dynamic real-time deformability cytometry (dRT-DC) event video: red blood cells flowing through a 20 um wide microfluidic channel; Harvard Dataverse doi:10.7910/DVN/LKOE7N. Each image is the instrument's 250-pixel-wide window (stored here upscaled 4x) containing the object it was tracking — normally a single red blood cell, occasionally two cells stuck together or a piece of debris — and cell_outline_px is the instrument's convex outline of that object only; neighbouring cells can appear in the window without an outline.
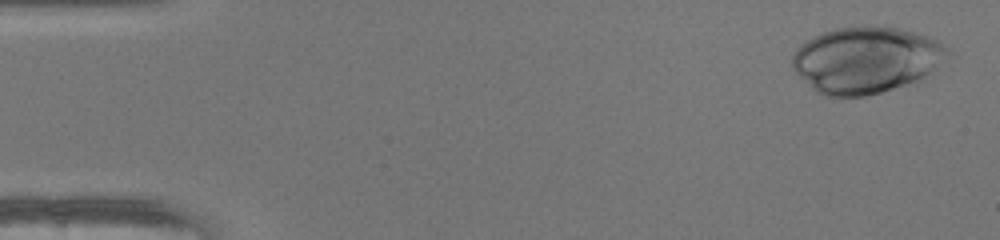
{"species": "human", "species_latin": "Homo sapiens", "temperature_condition": "warm", "stored_images_in_passage": 37, "camera_frame_rate_fps": 3000, "um_per_image_px": 0.085, "donor": {"sex": "female"}, "frame": {"image": 1, "passage_image": 2, "time_ms": 0.333, "image_size_px": [1000, 240], "cell_outline_px": [[948, 56], [936, 68], [924, 76], [916, 80], [880, 92], [864, 96], [824, 96], [816, 92], [792, 68], [792, 56], [796, 48], [800, 44], [824, 32], [836, 28], [896, 28], [928, 36], [940, 40], [948, 48]], "centroid_in_image_um": [73.6, 5.11], "position_along_channel_um": 11.4, "area_um2": 59.01}}
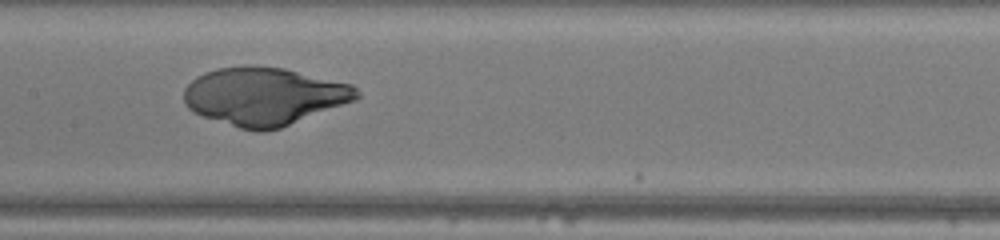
{"frame": {"image": 2, "passage_image": 24, "time_ms": 7.667, "image_size_px": [1000, 240], "cell_outline_px": [[360, 96], [356, 100], [280, 128], [264, 132], [256, 132], [240, 128], [204, 116], [188, 108], [184, 104], [184, 88], [196, 76], [204, 72], [220, 68], [244, 64], [252, 64], [284, 68], [352, 84], [360, 92]], "centroid_in_image_um": [22.46, 8.17], "position_along_channel_um": 184.9, "area_um2": 58.55}}
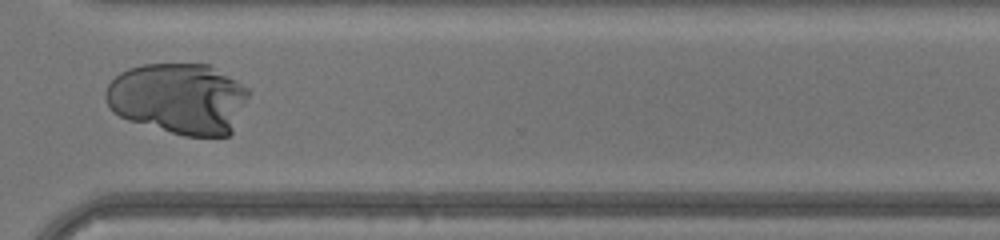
{"frame": {"image": 3, "passage_image": 36, "time_ms": 11.667, "image_size_px": [1000, 240], "cell_outline_px": [[248, 96], [232, 132], [228, 136], [184, 136], [128, 120], [112, 112], [104, 96], [104, 92], [108, 84], [120, 72], [128, 68], [144, 64], [208, 64], [248, 88]], "centroid_in_image_um": [15.15, 8.37], "position_along_channel_um": 355.5, "area_um2": 58.96}}